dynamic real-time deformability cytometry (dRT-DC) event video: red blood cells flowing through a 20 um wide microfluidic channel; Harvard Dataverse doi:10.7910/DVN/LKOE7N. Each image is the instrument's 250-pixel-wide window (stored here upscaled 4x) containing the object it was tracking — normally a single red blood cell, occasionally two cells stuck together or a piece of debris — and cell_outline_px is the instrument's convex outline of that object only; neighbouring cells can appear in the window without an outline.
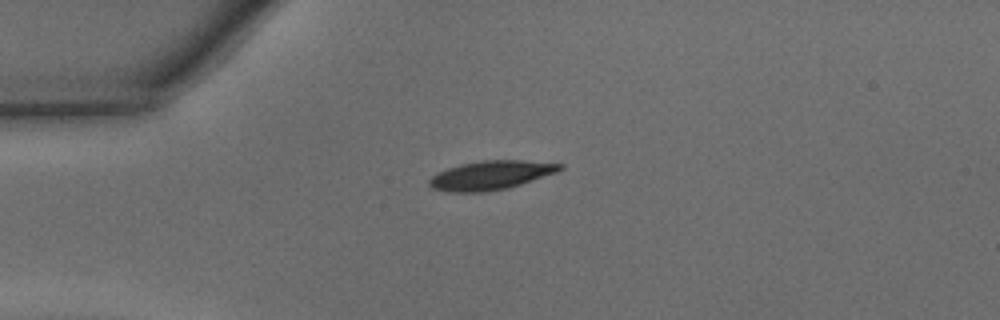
{"species": "common noctule bat (a hibernating species)", "species_latin": "Nyctalus noctula", "temperature_condition": "warm", "stored_images_in_passage": 36, "camera_frame_rate_fps": 3000, "um_per_image_px": 0.085, "animal": {"sex": "male", "body_mass_g": 15.6}, "frame": {"image": 1, "passage_image": 1, "time_ms": 0.0, "image_size_px": [1000, 320], "cell_outline_px": [[564, 168], [556, 172], [508, 188], [484, 192], [448, 192], [432, 188], [428, 184], [428, 180], [432, 176], [448, 168], [460, 164], [480, 160], [524, 160], [564, 164]], "centroid_in_image_um": [41.71, 14.89], "position_along_channel_um": 43.3, "area_um2": 21.96}}
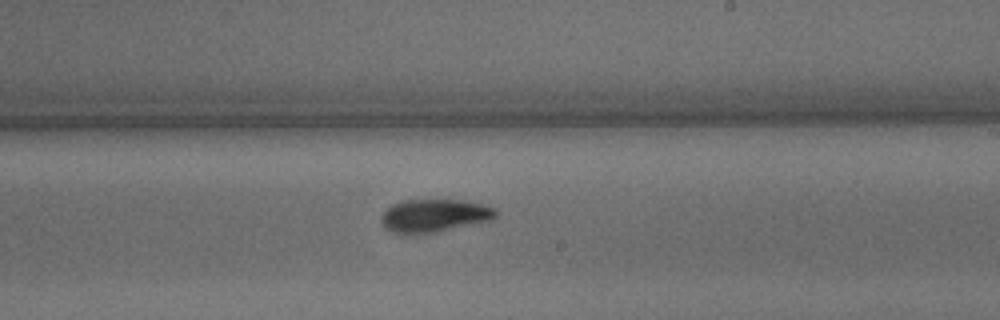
{"frame": {"image": 2, "passage_image": 17, "time_ms": 5.333, "image_size_px": [1000, 320], "cell_outline_px": [[496, 216], [492, 220], [424, 236], [400, 236], [384, 228], [380, 220], [380, 216], [392, 204], [404, 200], [464, 200], [484, 204], [496, 208]], "centroid_in_image_um": [36.88, 18.38], "position_along_channel_um": 252.1, "area_um2": 23.06}}
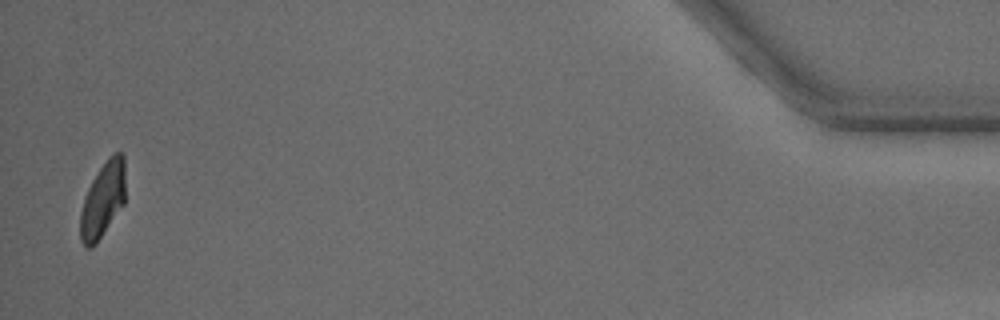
{"frame": {"image": 3, "passage_image": 35, "time_ms": 11.333, "image_size_px": [1000, 320], "cell_outline_px": [[124, 204], [96, 244], [92, 248], [84, 248], [80, 240], [80, 212], [88, 188], [92, 180], [108, 156], [112, 152], [120, 152], [124, 156]], "centroid_in_image_um": [8.73, 17.01], "position_along_channel_um": 426.5, "area_um2": 19.83}, "authors_computed_cell_mechanics": {"area_um2": 21.675, "velocity_mm_per_s": 4.3301, "shape_relaxation_time_tau1_ms": 2.6726, "shape_relaxation_time_tau2_ms": 1.3781, "deformation_change_tau1": 0.1446, "deformation_change_tau2": 0.0669}}